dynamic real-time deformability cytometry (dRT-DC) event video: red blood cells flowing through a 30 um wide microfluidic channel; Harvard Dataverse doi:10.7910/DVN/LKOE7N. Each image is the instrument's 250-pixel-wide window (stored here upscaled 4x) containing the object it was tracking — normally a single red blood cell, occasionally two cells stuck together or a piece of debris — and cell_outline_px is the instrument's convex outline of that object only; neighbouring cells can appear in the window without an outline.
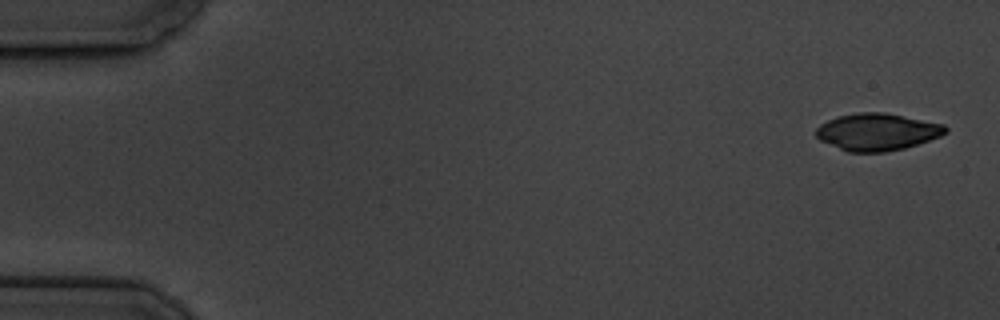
{"species": "common noctule bat (a hibernating species)", "species_latin": "Nyctalus noctula", "temperature_condition": "cold", "stored_images_in_passage": 6, "segment_of_instrument_passage": [1, 2], "camera_frame_rate_fps": 3000, "um_per_image_px": 0.085, "animal": {"sex": "male", "body_mass_g": 19.5, "forearm_length_mm": 54.6}, "frame": {"image": 1, "passage_image": 1, "time_ms": 0.0, "image_size_px": [1000, 320], "cell_outline_px": [[948, 132], [940, 136], [904, 148], [884, 152], [848, 152], [820, 140], [816, 136], [816, 128], [820, 124], [836, 116], [860, 112], [884, 112], [944, 124], [948, 128]], "centroid_in_image_um": [74.55, 11.2], "position_along_channel_um": 10.4, "area_um2": 27.92}}